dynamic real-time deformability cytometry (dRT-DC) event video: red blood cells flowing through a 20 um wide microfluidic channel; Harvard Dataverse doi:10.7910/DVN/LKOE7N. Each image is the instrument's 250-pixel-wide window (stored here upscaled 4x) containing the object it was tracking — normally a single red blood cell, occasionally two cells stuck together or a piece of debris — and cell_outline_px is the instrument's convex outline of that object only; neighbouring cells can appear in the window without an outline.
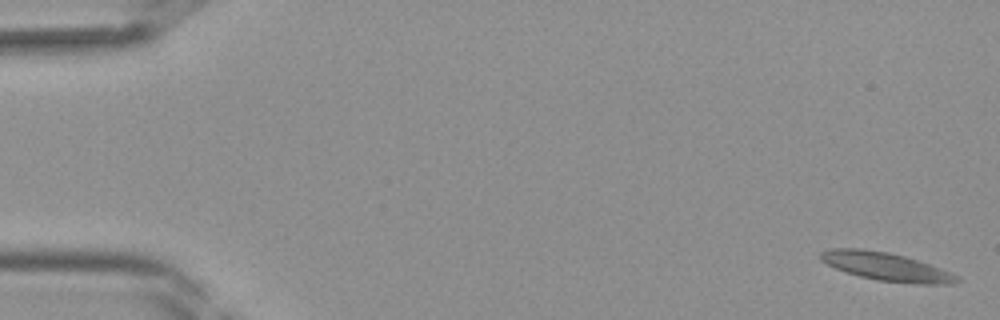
{"species": "Egyptian fruit bat (a non-hibernating species)", "species_latin": "Rousettus aegyptiacus", "temperature_condition": "room temperature", "stored_images_in_passage": 41, "camera_frame_rate_fps": 3000, "um_per_image_px": 0.085, "frame": {"image": 1, "passage_image": 1, "time_ms": 0.0, "image_size_px": [1000, 320], "cell_outline_px": [[960, 280], [952, 284], [916, 284], [876, 280], [860, 276], [836, 268], [820, 260], [820, 252], [828, 248], [860, 248], [888, 252], [904, 256], [952, 272], [960, 276]], "centroid_in_image_um": [75.34, 22.66], "position_along_channel_um": 9.7, "area_um2": 22.37}}
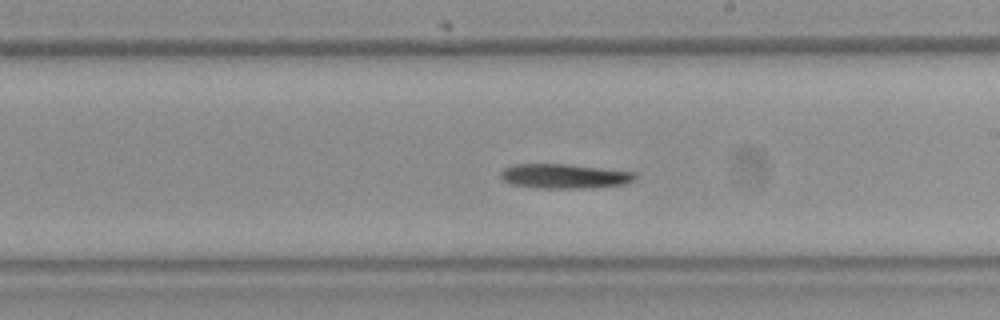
{"frame": {"image": 2, "passage_image": 24, "time_ms": 7.667, "image_size_px": [1000, 320], "cell_outline_px": [[636, 180], [624, 184], [592, 188], [536, 188], [512, 184], [504, 180], [500, 176], [500, 172], [504, 168], [512, 164], [568, 164], [636, 172]], "centroid_in_image_um": [47.98, 14.97], "position_along_channel_um": 241.0, "area_um2": 19.36}}
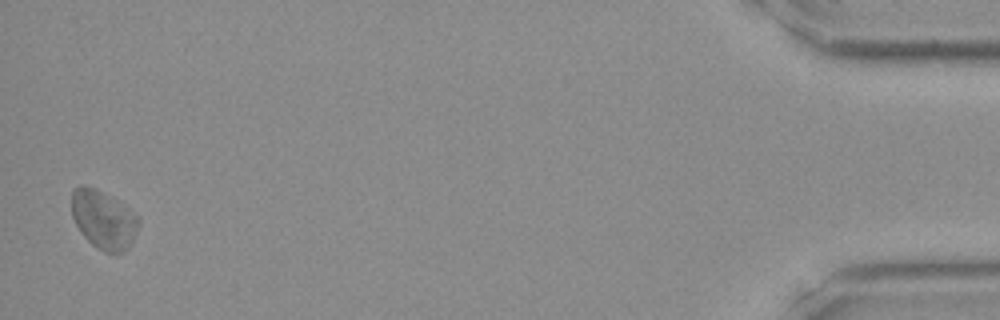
{"frame": {"image": 3, "passage_image": 41, "time_ms": 13.333, "image_size_px": [1000, 320], "cell_outline_px": [[140, 224], [128, 248], [124, 252], [104, 252], [96, 248], [80, 232], [72, 216], [72, 188], [80, 184], [84, 184], [96, 188], [112, 196], [136, 216], [140, 220]], "centroid_in_image_um": [8.77, 18.64], "position_along_channel_um": 426.4, "area_um2": 22.83}}